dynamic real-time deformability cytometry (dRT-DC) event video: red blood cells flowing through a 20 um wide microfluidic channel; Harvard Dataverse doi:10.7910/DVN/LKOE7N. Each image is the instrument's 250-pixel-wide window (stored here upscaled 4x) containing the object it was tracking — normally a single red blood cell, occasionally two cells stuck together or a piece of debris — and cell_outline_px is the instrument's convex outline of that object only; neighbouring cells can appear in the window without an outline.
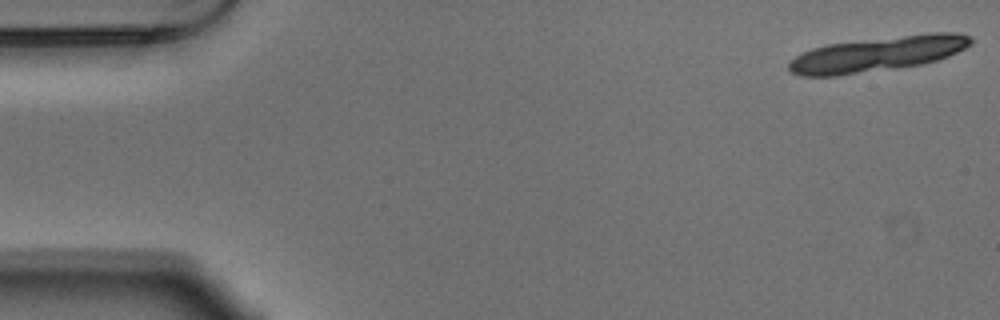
{"species": "Egyptian fruit bat (a non-hibernating species)", "species_latin": "Rousettus aegyptiacus", "temperature_condition": "warm", "stored_images_in_passage": 20, "camera_frame_rate_fps": 3000, "um_per_image_px": 0.085, "animal": {"sex": "male"}, "frame": {"image": 1, "passage_image": 1, "time_ms": 0.0, "image_size_px": [1000, 320], "cell_outline_px": [[972, 44], [948, 56], [936, 60], [920, 64], [836, 76], [800, 76], [792, 72], [788, 68], [788, 64], [796, 56], [812, 48], [828, 44], [928, 32], [960, 32], [972, 36]], "centroid_in_image_um": [74.63, 4.57], "position_along_channel_um": 10.4, "area_um2": 36.82}}
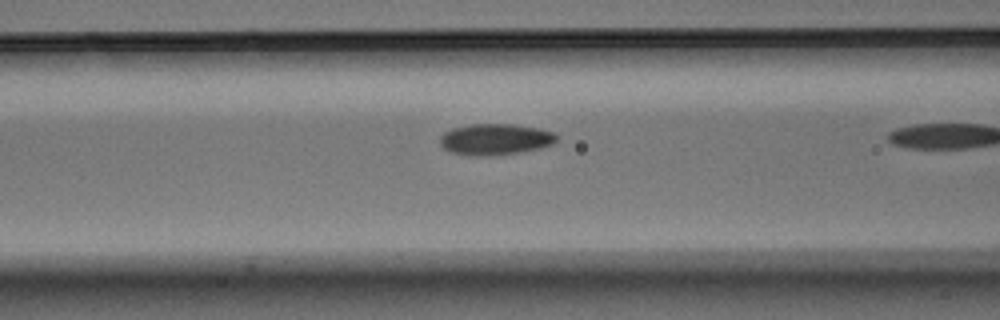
{"frame": {"image": 2, "passage_image": 19, "time_ms": 6.0, "image_size_px": [1000, 320], "cell_outline_px": [[560, 136], [552, 144], [540, 148], [520, 152], [488, 156], [468, 156], [448, 152], [440, 144], [440, 136], [444, 132], [452, 128], [472, 124], [512, 124], [540, 128], [552, 132]], "centroid_in_image_um": [42.08, 11.85], "position_along_channel_um": 124.5, "area_um2": 21.44}}